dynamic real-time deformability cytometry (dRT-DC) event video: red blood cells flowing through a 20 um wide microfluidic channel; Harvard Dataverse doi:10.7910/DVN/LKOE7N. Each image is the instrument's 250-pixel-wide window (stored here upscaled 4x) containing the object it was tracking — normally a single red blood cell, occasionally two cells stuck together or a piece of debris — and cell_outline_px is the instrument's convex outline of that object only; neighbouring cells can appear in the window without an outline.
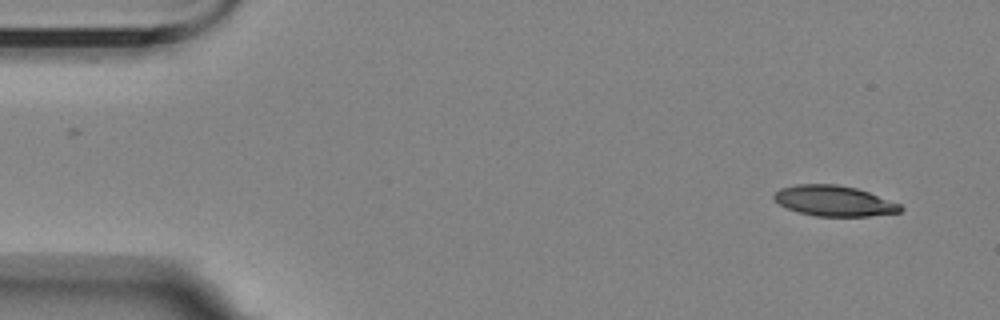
{"species": "Egyptian fruit bat (a non-hibernating species)", "species_latin": "Rousettus aegyptiacus", "temperature_condition": "room temperature", "stored_images_in_passage": 5, "segment_of_instrument_passage": [1, 2], "camera_frame_rate_fps": 3000, "um_per_image_px": 0.085, "animal": {"sex": "female"}, "frame": {"image": 1, "passage_image": 1, "time_ms": 0.0, "image_size_px": [1000, 320], "cell_outline_px": [[904, 208], [900, 212], [868, 216], [816, 216], [800, 212], [788, 208], [780, 204], [772, 196], [780, 188], [796, 184], [836, 184], [856, 188], [868, 192], [900, 204]], "centroid_in_image_um": [70.9, 17.07], "position_along_channel_um": 14.1, "area_um2": 22.25}}